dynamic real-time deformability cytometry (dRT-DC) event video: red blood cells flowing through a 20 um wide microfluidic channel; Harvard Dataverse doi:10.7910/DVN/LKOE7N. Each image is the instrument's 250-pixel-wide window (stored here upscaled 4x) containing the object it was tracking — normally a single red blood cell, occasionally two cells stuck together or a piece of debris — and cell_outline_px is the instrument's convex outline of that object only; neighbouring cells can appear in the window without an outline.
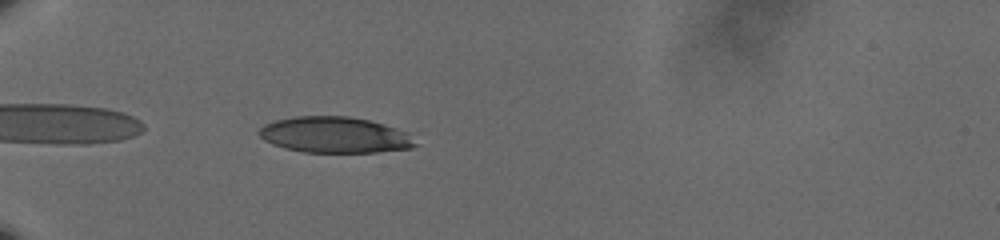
{"species": "human", "species_latin": "Homo sapiens", "temperature_condition": "cold", "stored_images_in_passage": 41, "camera_frame_rate_fps": 3000, "um_per_image_px": 0.085, "donor": {"sex": "male"}, "frame": {"image": 1, "passage_image": 2, "time_ms": 0.333, "image_size_px": [1000, 240], "cell_outline_px": [[420, 144], [412, 148], [376, 152], [304, 152], [284, 148], [272, 144], [264, 140], [256, 132], [264, 124], [276, 120], [296, 116], [348, 116], [372, 120], [408, 132]], "centroid_in_image_um": [28.49, 11.46], "position_along_channel_um": 56.5, "area_um2": 33.12}}
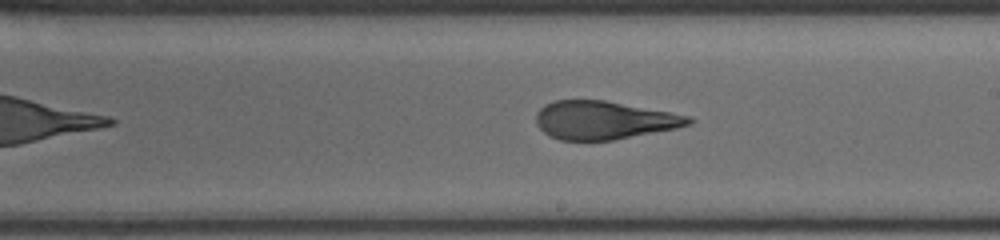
{"frame": {"image": 2, "passage_image": 19, "time_ms": 6.0, "image_size_px": [1000, 240], "cell_outline_px": [[692, 120], [688, 124], [676, 128], [612, 140], [560, 140], [548, 136], [536, 124], [536, 112], [544, 104], [556, 100], [604, 100], [668, 112], [688, 116]], "centroid_in_image_um": [51.24, 10.21], "position_along_channel_um": 237.8, "area_um2": 33.58}}
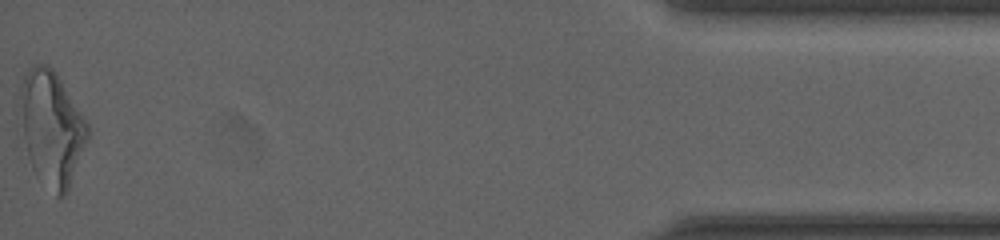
{"frame": {"image": 3, "passage_image": 41, "time_ms": 13.333, "image_size_px": [1000, 240], "cell_outline_px": [[88, 136], [68, 188], [64, 196], [56, 196], [36, 176], [32, 168], [16, 128], [16, 104], [20, 88], [24, 76], [28, 68], [32, 64], [48, 64], [52, 68], [88, 124]], "centroid_in_image_um": [4.25, 10.86], "position_along_channel_um": 431.0, "area_um2": 45.84}, "authors_computed_cell_mechanics": {"area_um2": 35.0846, "velocity_mm_per_s": 3.6321, "shape_relaxation_time_tau1_ms": 7.3517, "shape_relaxation_time_tau2_ms": 1.3185, "deformation_change_tau1": 0.2207, "deformation_change_tau2": 0.0964}}